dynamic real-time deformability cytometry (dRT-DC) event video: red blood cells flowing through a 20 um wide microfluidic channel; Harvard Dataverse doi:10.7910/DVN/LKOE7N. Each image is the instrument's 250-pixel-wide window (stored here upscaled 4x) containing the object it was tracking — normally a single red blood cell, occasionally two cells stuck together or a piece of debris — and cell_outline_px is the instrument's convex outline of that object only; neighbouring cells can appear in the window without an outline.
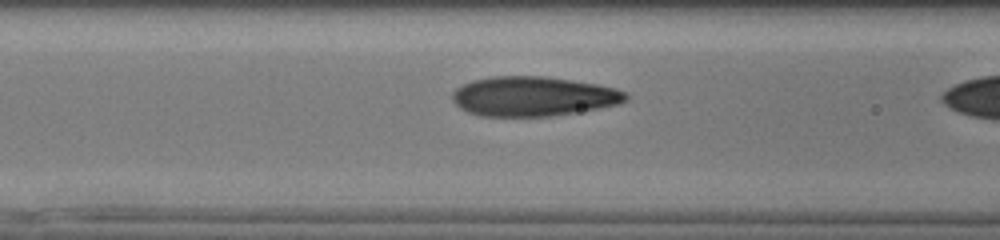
{"species": "human", "species_latin": "Homo sapiens", "temperature_condition": "cold", "stored_images_in_passage": 23, "camera_frame_rate_fps": 3000, "um_per_image_px": 0.085, "donor": {"sex": "male"}, "frame": {"image": 1, "passage_image": 15, "time_ms": 4.667, "image_size_px": [1000, 240], "cell_outline_px": [[628, 100], [620, 104], [576, 112], [548, 116], [480, 116], [468, 112], [460, 108], [452, 100], [452, 92], [456, 88], [472, 80], [496, 76], [544, 76], [572, 80], [596, 84], [616, 88], [628, 92]], "centroid_in_image_um": [45.34, 8.19], "position_along_channel_um": 121.3, "area_um2": 40.11}}
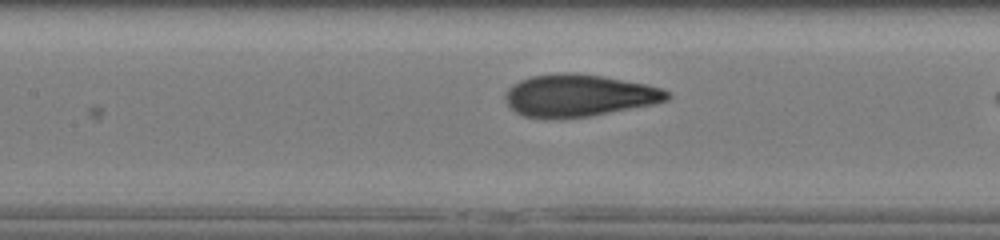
{"frame": {"image": 2, "passage_image": 18, "time_ms": 5.667, "image_size_px": [1000, 240], "cell_outline_px": [[672, 96], [668, 100], [656, 104], [592, 116], [544, 120], [524, 116], [516, 112], [508, 104], [504, 96], [508, 88], [512, 84], [520, 80], [532, 76], [560, 72], [568, 72], [600, 76], [648, 84], [664, 88]], "centroid_in_image_um": [49.23, 8.13], "position_along_channel_um": 158.2, "area_um2": 40.34}}